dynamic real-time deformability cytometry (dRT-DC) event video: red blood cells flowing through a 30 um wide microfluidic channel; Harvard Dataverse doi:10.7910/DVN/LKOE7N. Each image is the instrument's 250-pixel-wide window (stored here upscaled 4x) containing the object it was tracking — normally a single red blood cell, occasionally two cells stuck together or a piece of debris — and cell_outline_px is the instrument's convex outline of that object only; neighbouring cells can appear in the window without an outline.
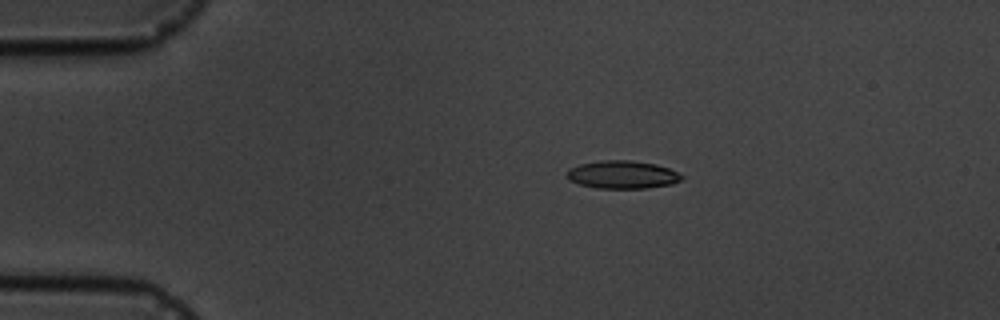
{"species": "common noctule bat (a hibernating species)", "species_latin": "Nyctalus noctula", "temperature_condition": "cold", "stored_images_in_passage": 10, "camera_frame_rate_fps": 3000, "um_per_image_px": 0.085, "animal": {"sex": "male", "body_mass_g": 19.5, "forearm_length_mm": 54.6}, "frame": {"image": 1, "passage_image": 2, "time_ms": 1.333, "image_size_px": [1000, 320], "cell_outline_px": [[684, 176], [680, 180], [672, 184], [648, 188], [596, 188], [580, 184], [568, 180], [564, 176], [568, 168], [580, 164], [604, 160], [632, 160], [656, 164], [668, 168]], "centroid_in_image_um": [52.86, 14.84], "position_along_channel_um": 32.1, "area_um2": 18.79}}
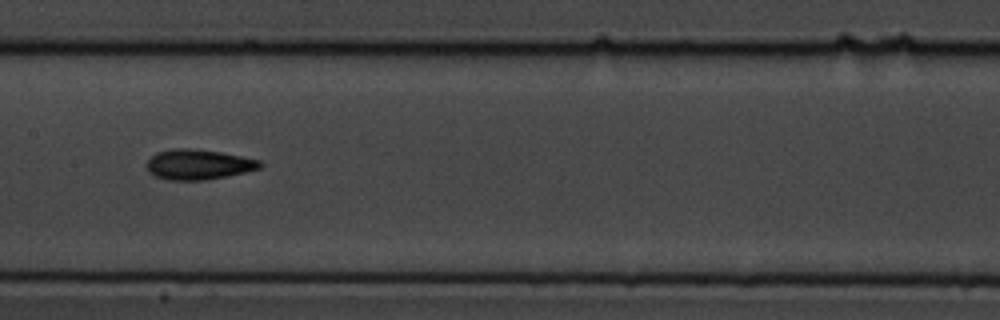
{"frame": {"image": 2, "passage_image": 7, "time_ms": 7.0, "image_size_px": [1000, 320], "cell_outline_px": [[264, 164], [260, 168], [228, 176], [204, 180], [168, 180], [156, 176], [148, 172], [148, 160], [156, 152], [176, 148], [188, 148], [220, 152], [260, 160]], "centroid_in_image_um": [16.87, 13.98], "position_along_channel_um": 190.5, "area_um2": 19.77}}
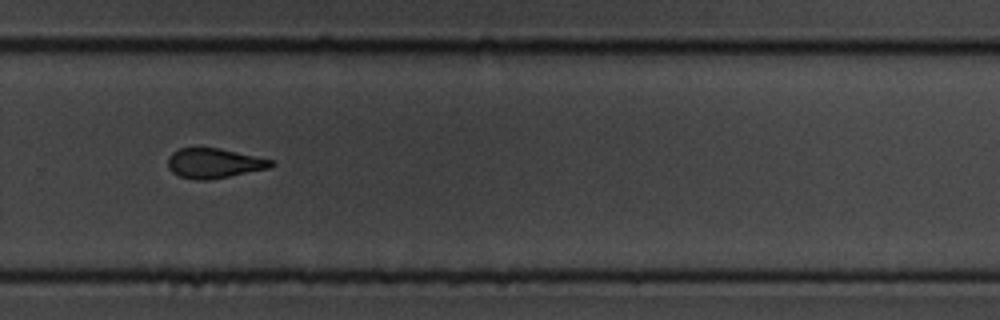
{"frame": {"image": 3, "passage_image": 10, "time_ms": 10.333, "image_size_px": [1000, 320], "cell_outline_px": [[276, 164], [272, 168], [208, 180], [196, 180], [180, 176], [172, 172], [168, 168], [168, 156], [172, 152], [180, 148], [220, 148], [272, 160]], "centroid_in_image_um": [18.2, 13.88], "position_along_channel_um": 311.6, "area_um2": 17.98}}